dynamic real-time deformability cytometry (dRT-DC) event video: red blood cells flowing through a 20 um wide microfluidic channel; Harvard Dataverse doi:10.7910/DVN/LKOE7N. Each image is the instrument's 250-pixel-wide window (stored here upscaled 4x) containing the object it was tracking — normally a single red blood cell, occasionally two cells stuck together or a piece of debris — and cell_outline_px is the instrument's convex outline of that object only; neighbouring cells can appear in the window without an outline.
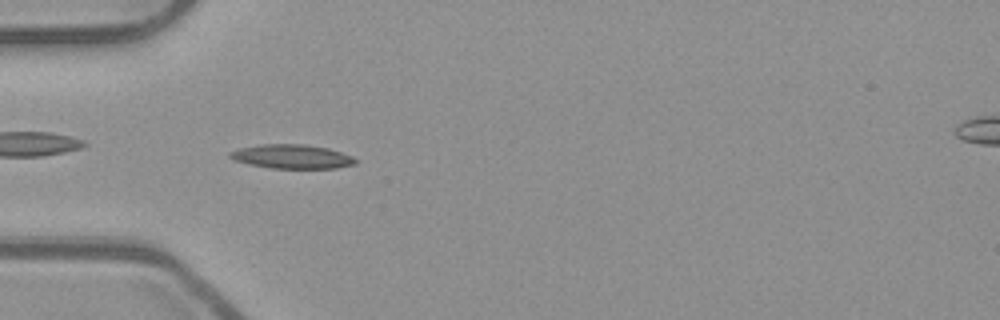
{"species": "common noctule bat (a hibernating species)", "species_latin": "Nyctalus noctula", "temperature_condition": "room temperature", "stored_images_in_passage": 8, "camera_frame_rate_fps": 3000, "um_per_image_px": 0.085, "animal": {"sex": "male", "body_mass_g": 23.1, "forearm_length_mm": 52.7}, "frame": {"image": 1, "passage_image": 5, "time_ms": 1.333, "image_size_px": [1000, 320], "cell_outline_px": [[356, 164], [336, 168], [272, 168], [248, 164], [236, 160], [228, 156], [228, 152], [240, 148], [264, 144], [304, 144], [328, 148], [352, 156], [356, 160]], "centroid_in_image_um": [24.81, 13.31], "position_along_channel_um": 60.2, "area_um2": 17.46}}